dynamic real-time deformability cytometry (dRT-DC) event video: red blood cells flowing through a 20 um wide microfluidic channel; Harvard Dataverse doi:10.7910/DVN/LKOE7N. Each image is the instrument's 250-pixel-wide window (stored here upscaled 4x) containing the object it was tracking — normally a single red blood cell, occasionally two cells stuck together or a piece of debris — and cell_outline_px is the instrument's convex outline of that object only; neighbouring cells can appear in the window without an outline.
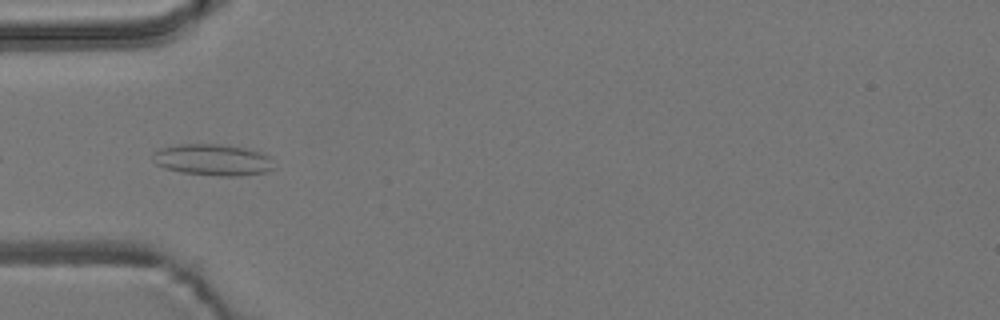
{"species": "common noctule bat (a hibernating species)", "species_latin": "Nyctalus noctula", "temperature_condition": "room temperature", "stored_images_in_passage": 6, "camera_frame_rate_fps": 3000, "um_per_image_px": 0.085, "animal": {"sex": "male", "body_mass_g": 19.2, "forearm_length_mm": 51.8}, "frame": {"image": 1, "passage_image": 2, "time_ms": 0.333, "image_size_px": [1000, 320], "cell_outline_px": [[276, 168], [264, 172], [236, 176], [220, 176], [184, 172], [164, 168], [156, 164], [152, 160], [152, 152], [160, 148], [180, 144], [220, 144], [244, 148], [268, 156]], "centroid_in_image_um": [18.03, 13.58], "position_along_channel_um": 67.0, "area_um2": 21.96}}